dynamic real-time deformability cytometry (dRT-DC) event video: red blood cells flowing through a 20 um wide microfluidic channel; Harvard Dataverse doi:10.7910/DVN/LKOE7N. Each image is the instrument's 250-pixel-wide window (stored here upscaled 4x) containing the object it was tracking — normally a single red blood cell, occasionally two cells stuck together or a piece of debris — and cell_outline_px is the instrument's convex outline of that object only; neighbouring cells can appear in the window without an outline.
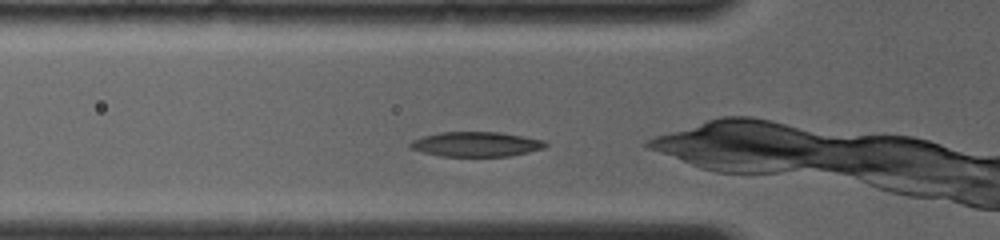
{"species": "common noctule bat (a hibernating species)", "species_latin": "Nyctalus noctula", "temperature_condition": "room temperature", "stored_images_in_passage": 4, "camera_frame_rate_fps": 4000, "um_per_image_px": 0.085, "animal": {"sex": "female", "body_mass_g": 19.0, "forearm_length_mm": 56.7}, "frame": {"image": 1, "passage_image": 2, "time_ms": 0.5, "image_size_px": [1000, 240], "cell_outline_px": [[548, 144], [544, 148], [528, 152], [508, 156], [440, 156], [408, 148], [408, 144], [412, 140], [420, 136], [440, 132], [500, 132], [524, 136], [544, 140]], "centroid_in_image_um": [40.44, 12.25], "position_along_channel_um": 85.4, "area_um2": 19.65}}
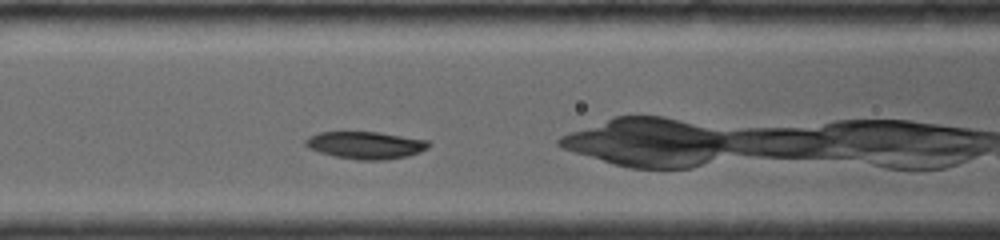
{"frame": {"image": 2, "passage_image": 4, "time_ms": 1.75, "image_size_px": [1000, 240], "cell_outline_px": [[432, 144], [428, 148], [420, 152], [408, 156], [384, 160], [360, 160], [336, 156], [320, 152], [308, 148], [304, 144], [304, 140], [308, 136], [320, 132], [380, 132], [428, 140]], "centroid_in_image_um": [31.1, 12.33], "position_along_channel_um": 135.5, "area_um2": 19.71}}